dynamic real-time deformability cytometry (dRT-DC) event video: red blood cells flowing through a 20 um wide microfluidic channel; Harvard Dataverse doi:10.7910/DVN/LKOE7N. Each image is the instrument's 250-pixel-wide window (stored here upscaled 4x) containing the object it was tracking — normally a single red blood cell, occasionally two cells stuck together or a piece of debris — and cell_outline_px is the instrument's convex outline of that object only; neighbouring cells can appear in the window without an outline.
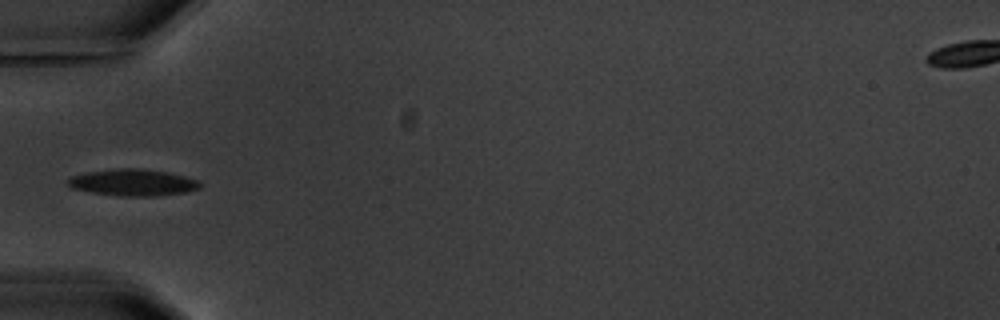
{"species": "common noctule bat (a hibernating species)", "species_latin": "Nyctalus noctula", "temperature_condition": "warm", "stored_images_in_passage": 10, "camera_frame_rate_fps": 3000, "um_per_image_px": 0.085, "animal": {"sex": "male", "body_mass_g": 20.1, "forearm_length_mm": 53.5}, "frame": {"image": 1, "passage_image": 6, "time_ms": 6.667, "image_size_px": [1000, 320], "cell_outline_px": [[200, 188], [184, 192], [156, 196], [120, 196], [92, 192], [72, 188], [68, 184], [68, 176], [84, 172], [116, 168], [140, 168], [168, 172], [200, 180]], "centroid_in_image_um": [11.28, 15.5], "position_along_channel_um": 73.7, "area_um2": 20.63}}
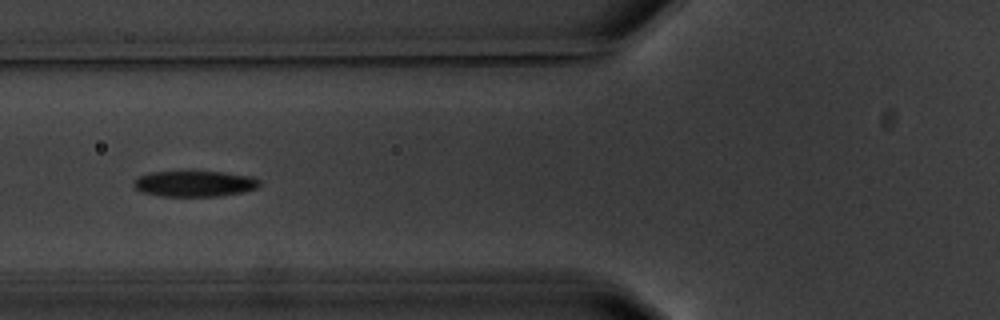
{"frame": {"image": 2, "passage_image": 7, "time_ms": 7.667, "image_size_px": [1000, 320], "cell_outline_px": [[260, 184], [256, 188], [244, 192], [216, 196], [160, 196], [140, 192], [132, 184], [132, 180], [148, 172], [192, 168], [224, 172], [252, 176], [260, 180]], "centroid_in_image_um": [16.49, 15.55], "position_along_channel_um": 109.3, "area_um2": 20.11}}